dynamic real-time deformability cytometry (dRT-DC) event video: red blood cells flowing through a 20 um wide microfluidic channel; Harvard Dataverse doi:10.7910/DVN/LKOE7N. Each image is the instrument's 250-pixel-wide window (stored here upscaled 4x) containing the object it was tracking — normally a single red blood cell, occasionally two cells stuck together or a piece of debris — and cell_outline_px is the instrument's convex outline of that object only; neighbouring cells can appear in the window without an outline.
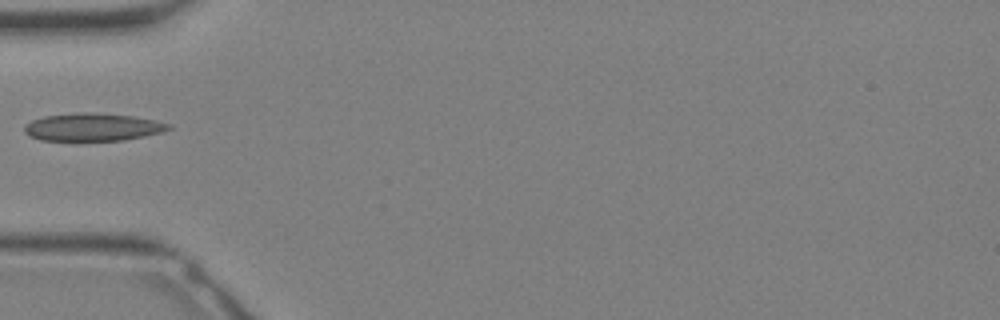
{"species": "Egyptian fruit bat (a non-hibernating species)", "species_latin": "Rousettus aegyptiacus", "temperature_condition": "warm", "stored_images_in_passage": 2, "camera_frame_rate_fps": 3000, "um_per_image_px": 0.085, "animal": {"sex": "female"}, "frame": {"image": 1, "passage_image": 1, "time_ms": 0.0, "image_size_px": [1000, 320], "cell_outline_px": [[172, 128], [160, 132], [144, 136], [124, 140], [40, 140], [28, 136], [24, 132], [24, 124], [32, 120], [44, 116], [84, 112], [92, 112], [132, 116], [156, 120], [172, 124]], "centroid_in_image_um": [7.87, 10.8], "position_along_channel_um": 77.1, "area_um2": 23.29}}